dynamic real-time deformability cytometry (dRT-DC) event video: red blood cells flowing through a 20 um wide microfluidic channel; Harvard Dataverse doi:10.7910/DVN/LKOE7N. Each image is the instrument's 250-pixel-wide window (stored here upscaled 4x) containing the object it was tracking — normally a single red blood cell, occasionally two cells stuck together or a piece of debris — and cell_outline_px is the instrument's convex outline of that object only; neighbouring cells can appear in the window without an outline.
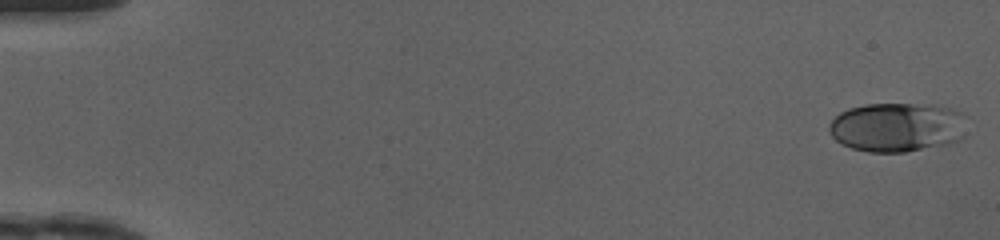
{"species": "human", "species_latin": "Homo sapiens", "temperature_condition": "cold", "stored_images_in_passage": 49, "camera_frame_rate_fps": 3000, "um_per_image_px": 0.085, "donor": {"sex": "female"}, "frame": {"image": 1, "passage_image": 1, "time_ms": 0.0, "image_size_px": [1000, 240], "cell_outline_px": [[964, 136], [960, 140], [948, 144], [904, 152], [868, 152], [852, 148], [836, 140], [832, 136], [828, 128], [828, 124], [840, 112], [848, 108], [864, 104], [932, 104], [948, 108], [960, 112], [964, 116]], "centroid_in_image_um": [76.25, 10.81], "position_along_channel_um": 8.8, "area_um2": 39.65}}
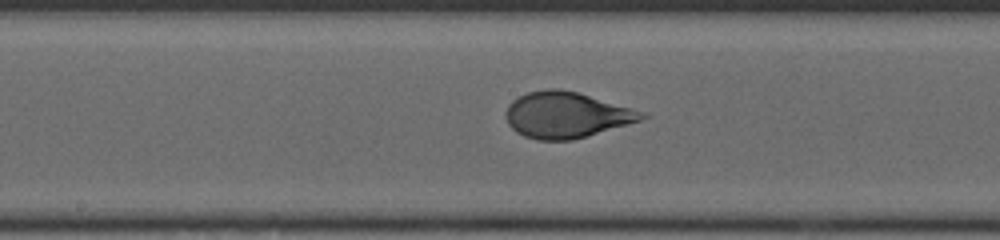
{"frame": {"image": 2, "passage_image": 26, "time_ms": 8.333, "image_size_px": [1000, 240], "cell_outline_px": [[648, 116], [640, 120], [588, 136], [572, 140], [536, 140], [524, 136], [516, 132], [508, 124], [504, 116], [508, 104], [512, 100], [528, 92], [548, 88], [560, 88], [576, 92], [632, 108], [644, 112]], "centroid_in_image_um": [48.09, 9.77], "position_along_channel_um": 200.1, "area_um2": 36.3}}
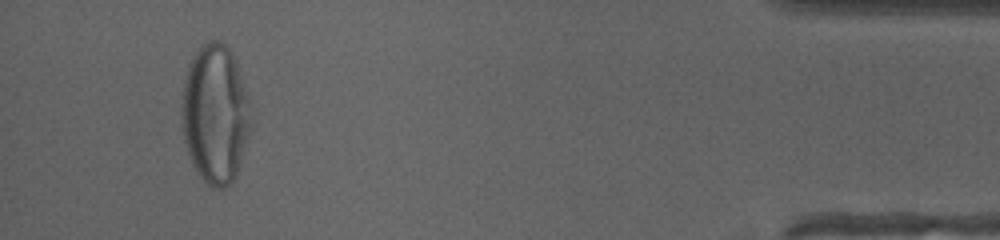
{"frame": {"image": 3, "passage_image": 46, "time_ms": 15.0, "image_size_px": [1000, 240], "cell_outline_px": [[252, 124], [240, 164], [236, 176], [224, 188], [212, 188], [200, 176], [192, 164], [184, 140], [180, 124], [180, 96], [188, 64], [192, 56], [208, 40], [216, 40], [224, 44], [232, 52], [248, 92]], "centroid_in_image_um": [18.27, 9.68], "position_along_channel_um": 416.9, "area_um2": 56.82}, "authors_computed_cell_mechanics": {"area_um2": 37.57, "velocity_mm_per_s": 4.1893, "shape_relaxation_time_tau1_ms": 3.3115, "shape_relaxation_time_tau2_ms": null, "deformation_change_tau1": 0.1773, "deformation_change_tau2": null}}